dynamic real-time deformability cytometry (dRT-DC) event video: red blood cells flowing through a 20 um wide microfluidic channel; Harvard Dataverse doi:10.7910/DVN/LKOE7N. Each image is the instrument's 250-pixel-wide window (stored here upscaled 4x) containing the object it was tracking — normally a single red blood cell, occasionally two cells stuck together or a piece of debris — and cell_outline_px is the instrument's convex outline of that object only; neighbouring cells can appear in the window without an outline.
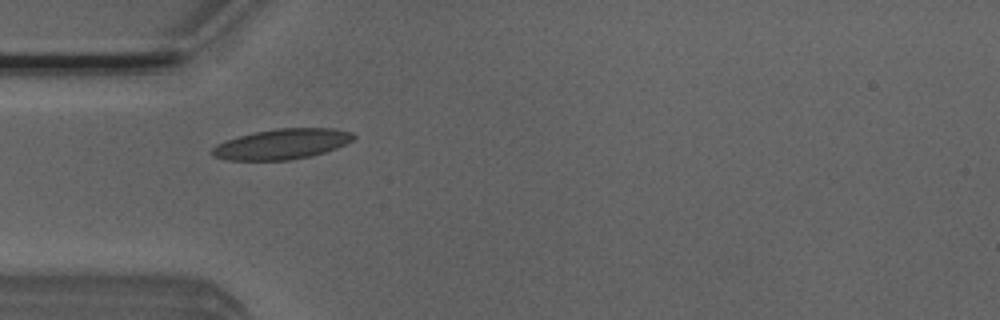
{"species": "Egyptian fruit bat (a non-hibernating species)", "species_latin": "Rousettus aegyptiacus", "temperature_condition": "room temperature", "stored_images_in_passage": 1, "camera_frame_rate_fps": 3000, "um_per_image_px": 0.085, "animal": {"sex": "male"}, "frame": {"image": 1, "passage_image": 1, "time_ms": 0.0, "image_size_px": [1000, 320], "cell_outline_px": [[356, 136], [352, 140], [336, 148], [312, 156], [288, 160], [228, 160], [212, 156], [212, 148], [216, 144], [240, 136], [256, 132], [276, 128], [332, 128], [352, 132]], "centroid_in_image_um": [23.97, 12.24], "position_along_channel_um": 61.0, "area_um2": 24.8}}